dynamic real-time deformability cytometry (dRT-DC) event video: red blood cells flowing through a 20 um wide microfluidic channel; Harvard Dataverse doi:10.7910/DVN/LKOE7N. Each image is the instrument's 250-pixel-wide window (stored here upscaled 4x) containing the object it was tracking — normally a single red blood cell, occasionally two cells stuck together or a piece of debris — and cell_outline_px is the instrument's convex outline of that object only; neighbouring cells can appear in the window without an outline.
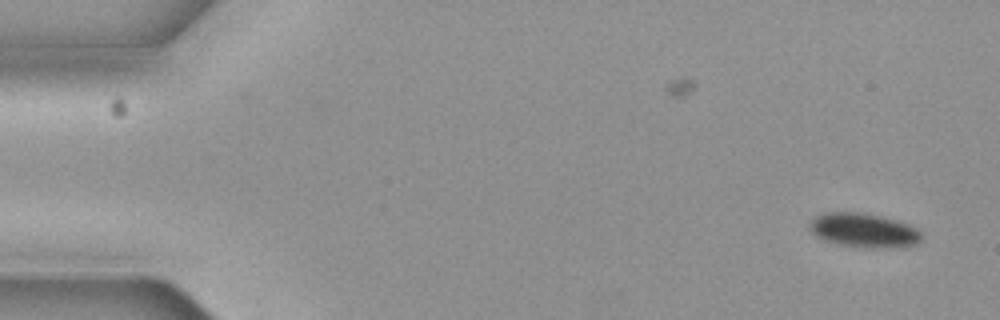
{"species": "common noctule bat (a hibernating species)", "species_latin": "Nyctalus noctula", "temperature_condition": "cold", "stored_images_in_passage": 3, "camera_frame_rate_fps": 3000, "um_per_image_px": 0.085, "animal": {"sex": "female", "body_mass_g": 19.3, "forearm_length_mm": 54.1}, "frame": {"image": 1, "passage_image": 3, "time_ms": 0.667, "image_size_px": [1000, 320], "cell_outline_px": [[920, 240], [916, 244], [872, 248], [868, 248], [836, 244], [824, 240], [816, 236], [812, 232], [808, 224], [816, 216], [824, 212], [860, 212], [880, 216], [896, 220], [908, 224], [916, 228], [920, 232]], "centroid_in_image_um": [73.36, 19.56], "position_along_channel_um": 11.6, "area_um2": 22.02}}